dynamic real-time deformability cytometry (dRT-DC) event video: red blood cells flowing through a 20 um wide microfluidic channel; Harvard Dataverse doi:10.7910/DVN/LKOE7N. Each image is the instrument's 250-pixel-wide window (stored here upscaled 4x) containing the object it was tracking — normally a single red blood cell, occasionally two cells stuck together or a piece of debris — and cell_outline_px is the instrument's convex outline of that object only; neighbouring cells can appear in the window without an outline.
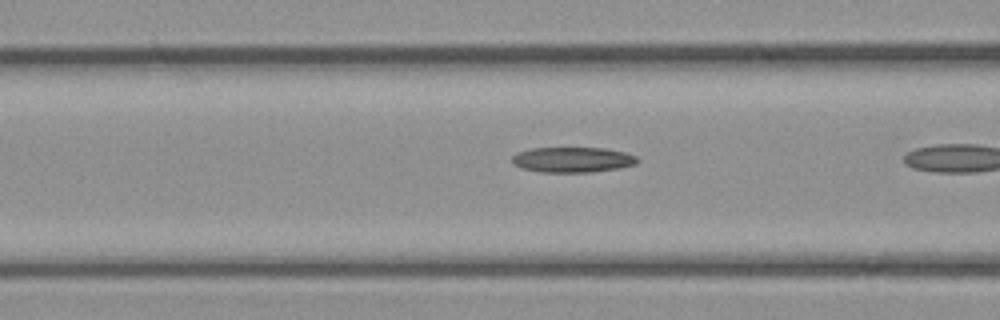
{"species": "common noctule bat (a hibernating species)", "species_latin": "Nyctalus noctula", "temperature_condition": "cold", "stored_images_in_passage": 22, "camera_frame_rate_fps": 3000, "um_per_image_px": 0.085, "animal": {"sex": "female", "body_mass_g": 21.9}, "frame": {"image": 1, "passage_image": 18, "time_ms": 5.667, "image_size_px": [1000, 320], "cell_outline_px": [[640, 160], [636, 164], [620, 168], [592, 172], [540, 172], [520, 168], [512, 164], [512, 156], [516, 152], [532, 148], [604, 148], [624, 152], [636, 156]], "centroid_in_image_um": [48.65, 13.58], "position_along_channel_um": 118.0, "area_um2": 18.67}}
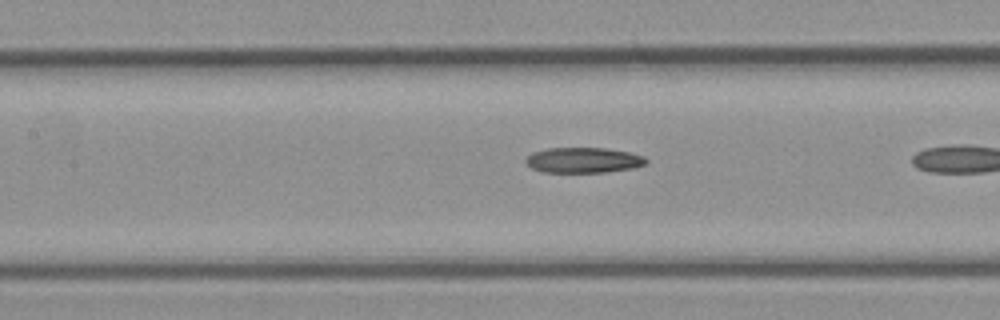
{"frame": {"image": 2, "passage_image": 21, "time_ms": 6.667, "image_size_px": [1000, 320], "cell_outline_px": [[648, 164], [632, 168], [604, 172], [544, 172], [532, 168], [524, 160], [532, 152], [548, 148], [604, 148], [628, 152], [644, 156], [648, 160]], "centroid_in_image_um": [49.6, 13.61], "position_along_channel_um": 157.8, "area_um2": 17.74}}